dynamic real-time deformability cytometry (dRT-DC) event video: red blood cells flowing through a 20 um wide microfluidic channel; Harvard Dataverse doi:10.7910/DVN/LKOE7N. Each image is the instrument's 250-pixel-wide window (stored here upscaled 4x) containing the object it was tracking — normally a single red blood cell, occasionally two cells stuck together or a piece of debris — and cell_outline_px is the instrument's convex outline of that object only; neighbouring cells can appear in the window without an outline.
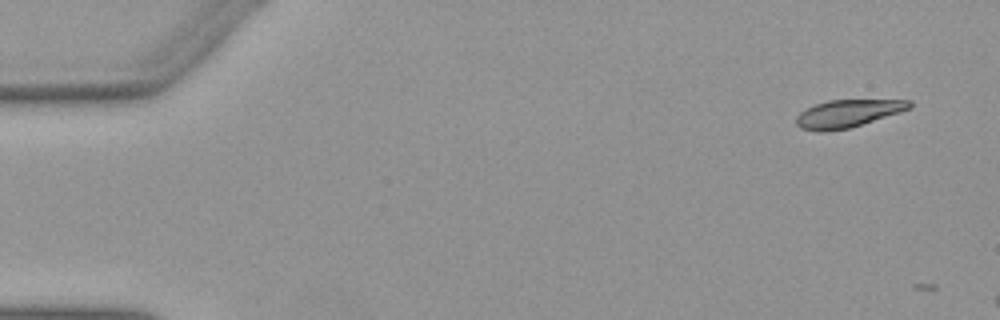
{"species": "Egyptian fruit bat (a non-hibernating species)", "species_latin": "Rousettus aegyptiacus", "temperature_condition": "warm", "stored_images_in_passage": 2, "camera_frame_rate_fps": 3000, "um_per_image_px": 0.085, "animal": {"sex": "female"}, "frame": {"image": 1, "passage_image": 1, "time_ms": 0.0, "image_size_px": [1000, 320], "cell_outline_px": [[912, 108], [900, 112], [848, 128], [824, 132], [816, 132], [800, 128], [796, 124], [796, 116], [800, 112], [816, 104], [828, 100], [912, 100]], "centroid_in_image_um": [72.04, 9.65], "position_along_channel_um": 13.0, "area_um2": 18.15}}